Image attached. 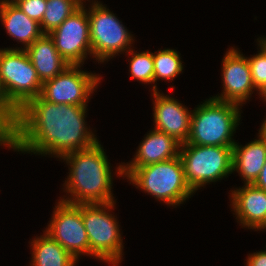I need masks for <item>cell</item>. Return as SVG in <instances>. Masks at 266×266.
<instances>
[{
	"instance_id": "6da1fadb",
	"label": "cell",
	"mask_w": 266,
	"mask_h": 266,
	"mask_svg": "<svg viewBox=\"0 0 266 266\" xmlns=\"http://www.w3.org/2000/svg\"><path fill=\"white\" fill-rule=\"evenodd\" d=\"M87 106L51 103L40 96L29 100L17 111L6 147L59 159L91 147L98 139L85 121Z\"/></svg>"
},
{
	"instance_id": "7a4b0ae2",
	"label": "cell",
	"mask_w": 266,
	"mask_h": 266,
	"mask_svg": "<svg viewBox=\"0 0 266 266\" xmlns=\"http://www.w3.org/2000/svg\"><path fill=\"white\" fill-rule=\"evenodd\" d=\"M61 160L69 168L63 191L67 196L70 195L59 200L70 204H106L116 201L112 192V166L99 140L91 147L68 153Z\"/></svg>"
},
{
	"instance_id": "3957f363",
	"label": "cell",
	"mask_w": 266,
	"mask_h": 266,
	"mask_svg": "<svg viewBox=\"0 0 266 266\" xmlns=\"http://www.w3.org/2000/svg\"><path fill=\"white\" fill-rule=\"evenodd\" d=\"M234 103L212 97L197 105L191 114L190 134L184 144L234 146L241 109Z\"/></svg>"
},
{
	"instance_id": "277c9868",
	"label": "cell",
	"mask_w": 266,
	"mask_h": 266,
	"mask_svg": "<svg viewBox=\"0 0 266 266\" xmlns=\"http://www.w3.org/2000/svg\"><path fill=\"white\" fill-rule=\"evenodd\" d=\"M130 184L168 206H180L195 194L187 185L179 156L139 168L125 176Z\"/></svg>"
},
{
	"instance_id": "5b68a950",
	"label": "cell",
	"mask_w": 266,
	"mask_h": 266,
	"mask_svg": "<svg viewBox=\"0 0 266 266\" xmlns=\"http://www.w3.org/2000/svg\"><path fill=\"white\" fill-rule=\"evenodd\" d=\"M116 201L106 204H81V214L89 240V256L111 266L123 260V239L117 217L110 213Z\"/></svg>"
},
{
	"instance_id": "8992f818",
	"label": "cell",
	"mask_w": 266,
	"mask_h": 266,
	"mask_svg": "<svg viewBox=\"0 0 266 266\" xmlns=\"http://www.w3.org/2000/svg\"><path fill=\"white\" fill-rule=\"evenodd\" d=\"M179 157L185 181L194 193L233 173V146L181 144Z\"/></svg>"
},
{
	"instance_id": "52a82bcc",
	"label": "cell",
	"mask_w": 266,
	"mask_h": 266,
	"mask_svg": "<svg viewBox=\"0 0 266 266\" xmlns=\"http://www.w3.org/2000/svg\"><path fill=\"white\" fill-rule=\"evenodd\" d=\"M42 84L25 50L0 48V87L16 111L40 96Z\"/></svg>"
},
{
	"instance_id": "ba28073f",
	"label": "cell",
	"mask_w": 266,
	"mask_h": 266,
	"mask_svg": "<svg viewBox=\"0 0 266 266\" xmlns=\"http://www.w3.org/2000/svg\"><path fill=\"white\" fill-rule=\"evenodd\" d=\"M106 6L95 1L87 9L92 58L98 64L109 61L119 53L125 54L133 47L135 40L122 21Z\"/></svg>"
},
{
	"instance_id": "9c48e42d",
	"label": "cell",
	"mask_w": 266,
	"mask_h": 266,
	"mask_svg": "<svg viewBox=\"0 0 266 266\" xmlns=\"http://www.w3.org/2000/svg\"><path fill=\"white\" fill-rule=\"evenodd\" d=\"M82 66L69 65L54 78L43 82L40 97L56 104L88 105L102 76L80 69Z\"/></svg>"
},
{
	"instance_id": "30bf717a",
	"label": "cell",
	"mask_w": 266,
	"mask_h": 266,
	"mask_svg": "<svg viewBox=\"0 0 266 266\" xmlns=\"http://www.w3.org/2000/svg\"><path fill=\"white\" fill-rule=\"evenodd\" d=\"M46 232L60 243L77 261L80 255L89 256V240L81 214V204L57 202Z\"/></svg>"
},
{
	"instance_id": "8fae6325",
	"label": "cell",
	"mask_w": 266,
	"mask_h": 266,
	"mask_svg": "<svg viewBox=\"0 0 266 266\" xmlns=\"http://www.w3.org/2000/svg\"><path fill=\"white\" fill-rule=\"evenodd\" d=\"M85 8L86 4L49 33L57 51L70 65H83L88 55L92 56L89 19Z\"/></svg>"
},
{
	"instance_id": "7c38bea8",
	"label": "cell",
	"mask_w": 266,
	"mask_h": 266,
	"mask_svg": "<svg viewBox=\"0 0 266 266\" xmlns=\"http://www.w3.org/2000/svg\"><path fill=\"white\" fill-rule=\"evenodd\" d=\"M234 46L228 49L222 59L223 92L212 98L243 106L258 91L251 78V69L246 56ZM254 90V91H253Z\"/></svg>"
},
{
	"instance_id": "4fadbf2b",
	"label": "cell",
	"mask_w": 266,
	"mask_h": 266,
	"mask_svg": "<svg viewBox=\"0 0 266 266\" xmlns=\"http://www.w3.org/2000/svg\"><path fill=\"white\" fill-rule=\"evenodd\" d=\"M152 96L154 129L167 133L180 144L186 143L190 134L193 110H188V107L179 103L178 99L159 90L154 91Z\"/></svg>"
},
{
	"instance_id": "5bb4252c",
	"label": "cell",
	"mask_w": 266,
	"mask_h": 266,
	"mask_svg": "<svg viewBox=\"0 0 266 266\" xmlns=\"http://www.w3.org/2000/svg\"><path fill=\"white\" fill-rule=\"evenodd\" d=\"M148 132L140 142L134 158L129 163L121 162L116 167V175L124 178L132 168L168 161L179 156L181 144L173 137L154 128Z\"/></svg>"
},
{
	"instance_id": "9a60e30c",
	"label": "cell",
	"mask_w": 266,
	"mask_h": 266,
	"mask_svg": "<svg viewBox=\"0 0 266 266\" xmlns=\"http://www.w3.org/2000/svg\"><path fill=\"white\" fill-rule=\"evenodd\" d=\"M231 208L237 222L244 228L261 231L266 229V191L253 184L231 189Z\"/></svg>"
},
{
	"instance_id": "2e32d148",
	"label": "cell",
	"mask_w": 266,
	"mask_h": 266,
	"mask_svg": "<svg viewBox=\"0 0 266 266\" xmlns=\"http://www.w3.org/2000/svg\"><path fill=\"white\" fill-rule=\"evenodd\" d=\"M257 139L233 146L232 171L238 172L245 184H253L266 162V137L259 131Z\"/></svg>"
},
{
	"instance_id": "e0dca14e",
	"label": "cell",
	"mask_w": 266,
	"mask_h": 266,
	"mask_svg": "<svg viewBox=\"0 0 266 266\" xmlns=\"http://www.w3.org/2000/svg\"><path fill=\"white\" fill-rule=\"evenodd\" d=\"M0 21L6 30V33L20 42L23 46L11 47L6 49H23L29 47L36 39L40 38L43 33L40 23L29 18L16 4L0 1Z\"/></svg>"
},
{
	"instance_id": "ac0fdd59",
	"label": "cell",
	"mask_w": 266,
	"mask_h": 266,
	"mask_svg": "<svg viewBox=\"0 0 266 266\" xmlns=\"http://www.w3.org/2000/svg\"><path fill=\"white\" fill-rule=\"evenodd\" d=\"M25 51L42 83L54 78L70 65L59 54L49 34H43L27 47Z\"/></svg>"
},
{
	"instance_id": "d6986e66",
	"label": "cell",
	"mask_w": 266,
	"mask_h": 266,
	"mask_svg": "<svg viewBox=\"0 0 266 266\" xmlns=\"http://www.w3.org/2000/svg\"><path fill=\"white\" fill-rule=\"evenodd\" d=\"M29 243L32 248L30 266H75L78 262L44 231Z\"/></svg>"
},
{
	"instance_id": "ffe728a7",
	"label": "cell",
	"mask_w": 266,
	"mask_h": 266,
	"mask_svg": "<svg viewBox=\"0 0 266 266\" xmlns=\"http://www.w3.org/2000/svg\"><path fill=\"white\" fill-rule=\"evenodd\" d=\"M154 61V84L152 92L158 91L156 82L158 80L173 81L184 69L180 54L175 49L165 48L153 53Z\"/></svg>"
},
{
	"instance_id": "44dd1931",
	"label": "cell",
	"mask_w": 266,
	"mask_h": 266,
	"mask_svg": "<svg viewBox=\"0 0 266 266\" xmlns=\"http://www.w3.org/2000/svg\"><path fill=\"white\" fill-rule=\"evenodd\" d=\"M81 6L76 0H46V10L40 23L42 33H51Z\"/></svg>"
},
{
	"instance_id": "7402d4cb",
	"label": "cell",
	"mask_w": 266,
	"mask_h": 266,
	"mask_svg": "<svg viewBox=\"0 0 266 266\" xmlns=\"http://www.w3.org/2000/svg\"><path fill=\"white\" fill-rule=\"evenodd\" d=\"M127 56L131 55L129 62V73L131 79H136L139 83L154 84V61L153 52L148 50L137 52L130 49L126 52Z\"/></svg>"
},
{
	"instance_id": "603a6c76",
	"label": "cell",
	"mask_w": 266,
	"mask_h": 266,
	"mask_svg": "<svg viewBox=\"0 0 266 266\" xmlns=\"http://www.w3.org/2000/svg\"><path fill=\"white\" fill-rule=\"evenodd\" d=\"M257 42L260 50L256 55L247 57V59L251 69L252 82L259 90L266 83V45L259 39Z\"/></svg>"
},
{
	"instance_id": "cb8c5ba5",
	"label": "cell",
	"mask_w": 266,
	"mask_h": 266,
	"mask_svg": "<svg viewBox=\"0 0 266 266\" xmlns=\"http://www.w3.org/2000/svg\"><path fill=\"white\" fill-rule=\"evenodd\" d=\"M29 18L41 23L46 10V0H19L15 3Z\"/></svg>"
},
{
	"instance_id": "d4e9b609",
	"label": "cell",
	"mask_w": 266,
	"mask_h": 266,
	"mask_svg": "<svg viewBox=\"0 0 266 266\" xmlns=\"http://www.w3.org/2000/svg\"><path fill=\"white\" fill-rule=\"evenodd\" d=\"M17 111L6 101L0 87V126L8 132L15 121Z\"/></svg>"
},
{
	"instance_id": "484cf974",
	"label": "cell",
	"mask_w": 266,
	"mask_h": 266,
	"mask_svg": "<svg viewBox=\"0 0 266 266\" xmlns=\"http://www.w3.org/2000/svg\"><path fill=\"white\" fill-rule=\"evenodd\" d=\"M246 266H266V250L248 254Z\"/></svg>"
},
{
	"instance_id": "4316f807",
	"label": "cell",
	"mask_w": 266,
	"mask_h": 266,
	"mask_svg": "<svg viewBox=\"0 0 266 266\" xmlns=\"http://www.w3.org/2000/svg\"><path fill=\"white\" fill-rule=\"evenodd\" d=\"M253 185L266 191V162Z\"/></svg>"
},
{
	"instance_id": "83f0119b",
	"label": "cell",
	"mask_w": 266,
	"mask_h": 266,
	"mask_svg": "<svg viewBox=\"0 0 266 266\" xmlns=\"http://www.w3.org/2000/svg\"><path fill=\"white\" fill-rule=\"evenodd\" d=\"M7 144V132L0 126V146Z\"/></svg>"
},
{
	"instance_id": "f1b7e54d",
	"label": "cell",
	"mask_w": 266,
	"mask_h": 266,
	"mask_svg": "<svg viewBox=\"0 0 266 266\" xmlns=\"http://www.w3.org/2000/svg\"><path fill=\"white\" fill-rule=\"evenodd\" d=\"M259 92V93H258ZM257 94L261 97L263 102H266V83L263 84V86L257 91Z\"/></svg>"
},
{
	"instance_id": "f546056e",
	"label": "cell",
	"mask_w": 266,
	"mask_h": 266,
	"mask_svg": "<svg viewBox=\"0 0 266 266\" xmlns=\"http://www.w3.org/2000/svg\"><path fill=\"white\" fill-rule=\"evenodd\" d=\"M259 129V131L266 137V118Z\"/></svg>"
},
{
	"instance_id": "4dcf8cb0",
	"label": "cell",
	"mask_w": 266,
	"mask_h": 266,
	"mask_svg": "<svg viewBox=\"0 0 266 266\" xmlns=\"http://www.w3.org/2000/svg\"><path fill=\"white\" fill-rule=\"evenodd\" d=\"M79 4H81L82 6L85 4L86 0H76ZM88 2L89 1H92V2H95L97 0H87Z\"/></svg>"
},
{
	"instance_id": "1f68e13d",
	"label": "cell",
	"mask_w": 266,
	"mask_h": 266,
	"mask_svg": "<svg viewBox=\"0 0 266 266\" xmlns=\"http://www.w3.org/2000/svg\"><path fill=\"white\" fill-rule=\"evenodd\" d=\"M1 2H7V3H11V4H15L16 2H18L19 0H0Z\"/></svg>"
},
{
	"instance_id": "d6a6232c",
	"label": "cell",
	"mask_w": 266,
	"mask_h": 266,
	"mask_svg": "<svg viewBox=\"0 0 266 266\" xmlns=\"http://www.w3.org/2000/svg\"><path fill=\"white\" fill-rule=\"evenodd\" d=\"M258 39L261 40L266 45V37L263 36L259 37Z\"/></svg>"
}]
</instances>
